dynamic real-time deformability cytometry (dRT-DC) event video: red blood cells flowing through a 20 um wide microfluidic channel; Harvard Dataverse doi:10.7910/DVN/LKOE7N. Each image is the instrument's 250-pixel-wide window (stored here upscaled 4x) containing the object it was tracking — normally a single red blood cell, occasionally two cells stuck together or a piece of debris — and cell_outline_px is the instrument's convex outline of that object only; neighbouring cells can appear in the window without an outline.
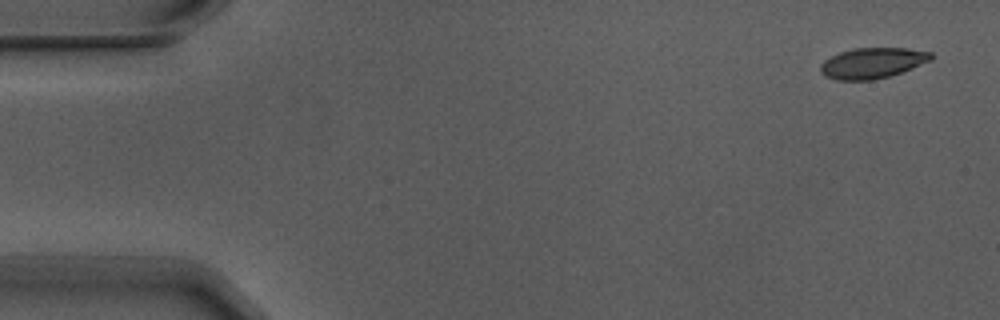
{"species": "Egyptian fruit bat (a non-hibernating species)", "species_latin": "Rousettus aegyptiacus", "temperature_condition": "warm", "stored_images_in_passage": 6, "camera_frame_rate_fps": 3000, "um_per_image_px": 0.085, "animal": {"sex": "male"}, "frame": {"image": 1, "passage_image": 1, "time_ms": 0.0, "image_size_px": [1000, 320], "cell_outline_px": [[932, 60], [912, 68], [888, 76], [872, 80], [836, 80], [824, 76], [820, 72], [820, 64], [824, 60], [840, 52], [852, 48], [908, 48], [932, 52]], "centroid_in_image_um": [74.14, 5.35], "position_along_channel_um": 10.9, "area_um2": 19.77}}
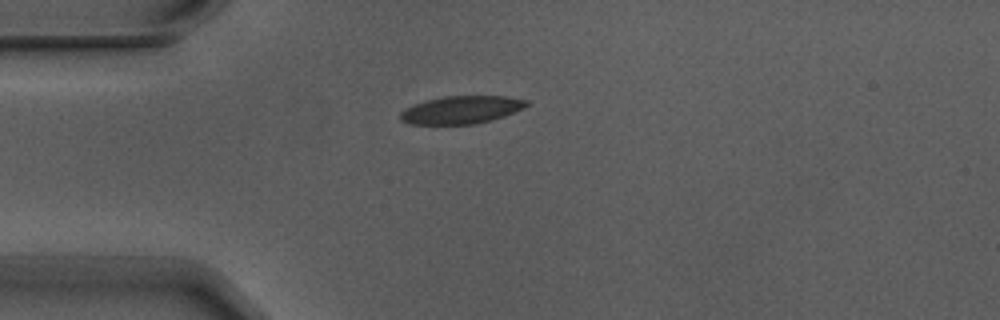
{"frame": {"image": 2, "passage_image": 4, "time_ms": 1.0, "image_size_px": [1000, 320], "cell_outline_px": [[528, 104], [524, 108], [504, 116], [492, 120], [472, 124], [408, 124], [400, 120], [400, 112], [404, 108], [412, 104], [444, 96], [508, 96], [528, 100]], "centroid_in_image_um": [39.2, 9.33], "position_along_channel_um": 45.8, "area_um2": 20.52}}
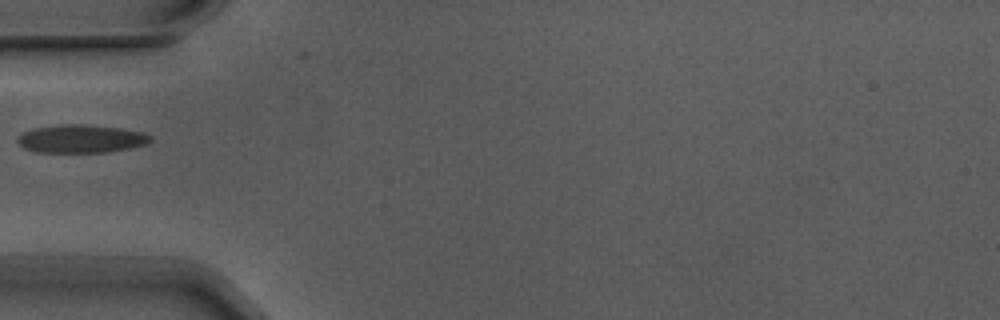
{"frame": {"image": 3, "passage_image": 5, "time_ms": 1.333, "image_size_px": [1000, 320], "cell_outline_px": [[152, 140], [148, 144], [108, 152], [36, 152], [24, 148], [16, 140], [24, 132], [36, 128], [60, 124], [80, 124], [120, 128], [144, 132], [152, 136]], "centroid_in_image_um": [6.93, 11.8], "position_along_channel_um": 78.1, "area_um2": 21.68}}